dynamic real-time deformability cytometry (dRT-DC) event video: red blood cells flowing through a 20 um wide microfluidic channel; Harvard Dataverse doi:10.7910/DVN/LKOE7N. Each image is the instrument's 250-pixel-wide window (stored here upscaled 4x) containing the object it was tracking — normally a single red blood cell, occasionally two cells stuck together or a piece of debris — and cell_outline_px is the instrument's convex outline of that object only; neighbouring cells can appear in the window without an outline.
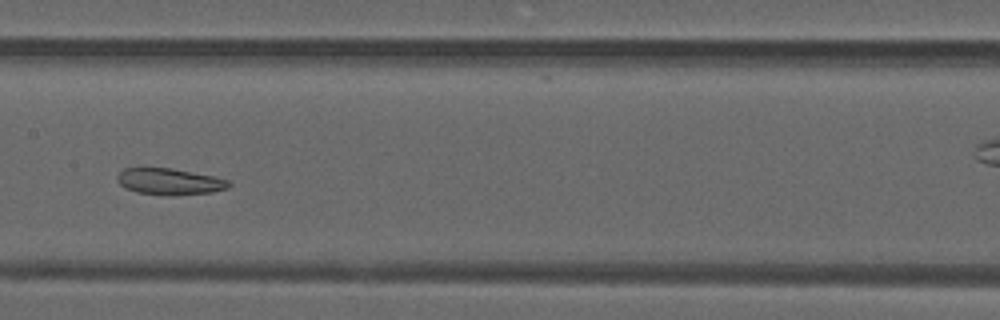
{"species": "common noctule bat (a hibernating species)", "species_latin": "Nyctalus noctula", "temperature_condition": "warm", "stored_images_in_passage": 46, "camera_frame_rate_fps": 3000, "um_per_image_px": 0.085, "animal": {"sex": "male", "forearm_length_mm": 52.5}, "frame": {"image": 1, "passage_image": 21, "time_ms": 6.667, "image_size_px": [1000, 320], "cell_outline_px": [[232, 184], [228, 188], [212, 192], [164, 196], [160, 196], [136, 192], [124, 188], [116, 180], [116, 176], [124, 168], [172, 168], [216, 176], [232, 180]], "centroid_in_image_um": [14.44, 15.44], "position_along_channel_um": 193.0, "area_um2": 17.57}}
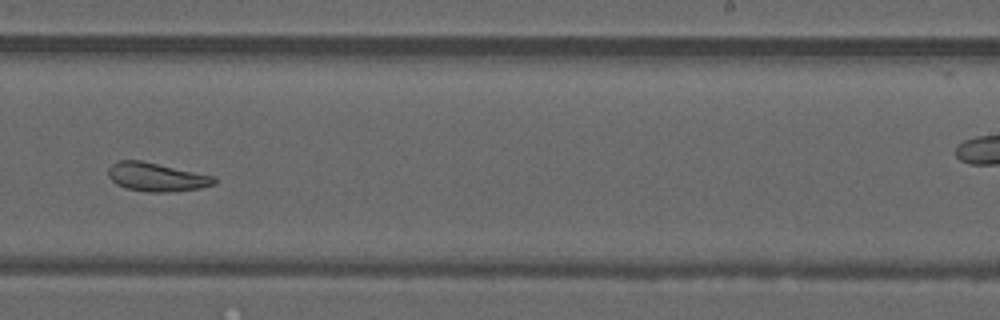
{"frame": {"image": 2, "passage_image": 27, "time_ms": 8.667, "image_size_px": [1000, 320], "cell_outline_px": [[216, 184], [200, 188], [176, 192], [148, 192], [124, 188], [116, 184], [108, 176], [108, 168], [112, 164], [120, 160], [140, 160], [216, 176]], "centroid_in_image_um": [13.32, 15.06], "position_along_channel_um": 275.7, "area_um2": 17.86}}
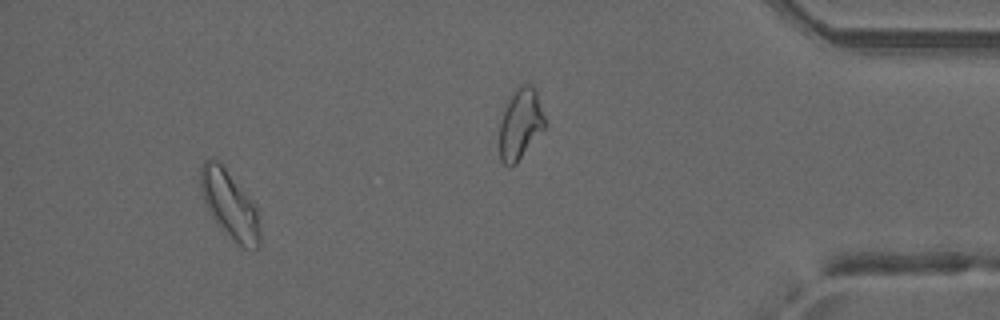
{"frame": {"image": 3, "passage_image": 42, "time_ms": 13.667, "image_size_px": [1000, 320], "cell_outline_px": [[260, 244], [252, 252], [236, 244], [216, 224], [208, 212], [200, 188], [200, 168], [204, 160], [220, 160], [252, 200], [256, 208], [260, 232]], "centroid_in_image_um": [19.51, 17.42], "position_along_channel_um": 415.7, "area_um2": 23.87}, "authors_computed_cell_mechanics": {"area_um2": 20.1722, "velocity_mm_per_s": 4.156, "shape_relaxation_time_tau1_ms": null, "shape_relaxation_time_tau2_ms": 2.0889, "deformation_change_tau1": null, "deformation_change_tau2": 0.0862}}